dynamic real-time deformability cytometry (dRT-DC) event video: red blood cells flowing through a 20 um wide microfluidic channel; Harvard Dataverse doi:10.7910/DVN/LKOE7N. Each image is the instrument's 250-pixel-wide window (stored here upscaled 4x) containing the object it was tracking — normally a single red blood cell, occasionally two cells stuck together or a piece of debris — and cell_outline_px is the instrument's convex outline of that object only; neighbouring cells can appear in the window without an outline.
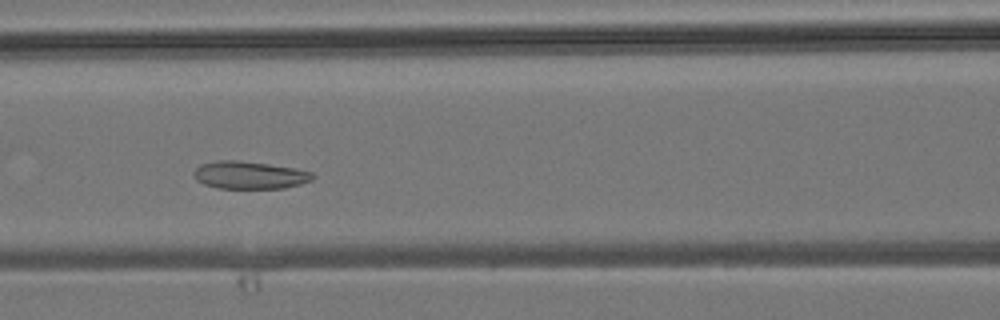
{"species": "common noctule bat (a hibernating species)", "species_latin": "Nyctalus noctula", "temperature_condition": "room temperature", "stored_images_in_passage": 6, "camera_frame_rate_fps": 3000, "um_per_image_px": 0.085, "animal": {"sex": "male", "body_mass_g": 19.2, "forearm_length_mm": 51.8}, "frame": {"image": 1, "passage_image": 5, "time_ms": 5.333, "image_size_px": [1000, 320], "cell_outline_px": [[316, 176], [312, 180], [300, 184], [284, 188], [216, 188], [204, 184], [196, 180], [192, 172], [200, 164], [216, 160], [236, 160], [268, 164], [296, 168], [312, 172]], "centroid_in_image_um": [21.2, 14.88], "position_along_channel_um": 145.4, "area_um2": 19.25}}
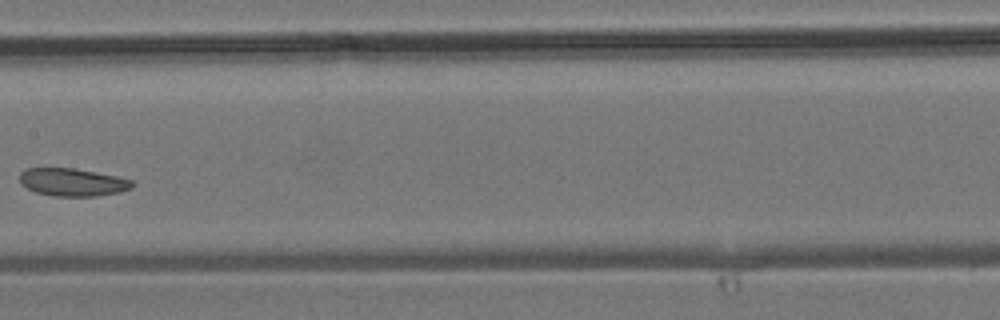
{"frame": {"image": 2, "passage_image": 6, "time_ms": 6.667, "image_size_px": [1000, 320], "cell_outline_px": [[136, 184], [132, 188], [120, 192], [96, 196], [56, 196], [36, 192], [20, 184], [20, 172], [28, 168], [72, 168], [116, 176], [132, 180]], "centroid_in_image_um": [6.18, 15.49], "position_along_channel_um": 201.2, "area_um2": 18.15}}